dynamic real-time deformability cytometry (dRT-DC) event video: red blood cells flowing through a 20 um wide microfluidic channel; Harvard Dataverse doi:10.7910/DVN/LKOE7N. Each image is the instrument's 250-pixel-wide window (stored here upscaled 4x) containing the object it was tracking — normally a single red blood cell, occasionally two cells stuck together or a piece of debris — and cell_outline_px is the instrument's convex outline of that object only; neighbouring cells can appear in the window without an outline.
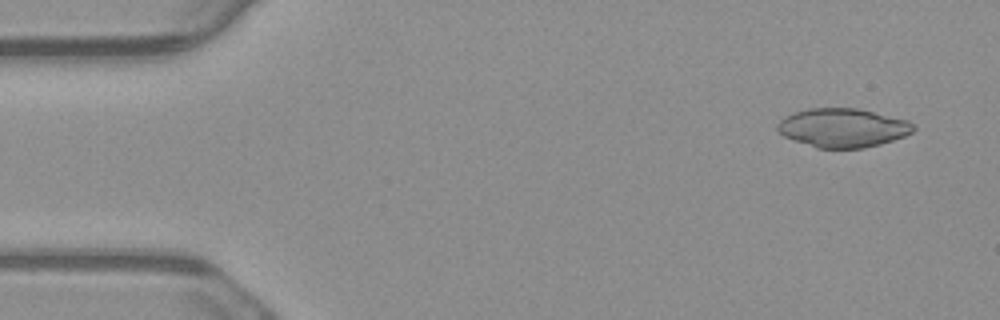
{"species": "common noctule bat (a hibernating species)", "species_latin": "Nyctalus noctula", "temperature_condition": "warm", "stored_images_in_passage": 4, "camera_frame_rate_fps": 3000, "um_per_image_px": 0.085, "animal": {"sex": "male", "body_mass_g": 23.1, "forearm_length_mm": 52.7}, "frame": {"image": 1, "passage_image": 1, "time_ms": 0.0, "image_size_px": [1000, 320], "cell_outline_px": [[916, 128], [912, 132], [904, 136], [880, 144], [864, 148], [816, 148], [792, 140], [784, 136], [776, 128], [776, 124], [784, 116], [792, 112], [808, 108], [856, 108], [908, 120]], "centroid_in_image_um": [71.59, 10.86], "position_along_channel_um": 13.4, "area_um2": 30.87}}